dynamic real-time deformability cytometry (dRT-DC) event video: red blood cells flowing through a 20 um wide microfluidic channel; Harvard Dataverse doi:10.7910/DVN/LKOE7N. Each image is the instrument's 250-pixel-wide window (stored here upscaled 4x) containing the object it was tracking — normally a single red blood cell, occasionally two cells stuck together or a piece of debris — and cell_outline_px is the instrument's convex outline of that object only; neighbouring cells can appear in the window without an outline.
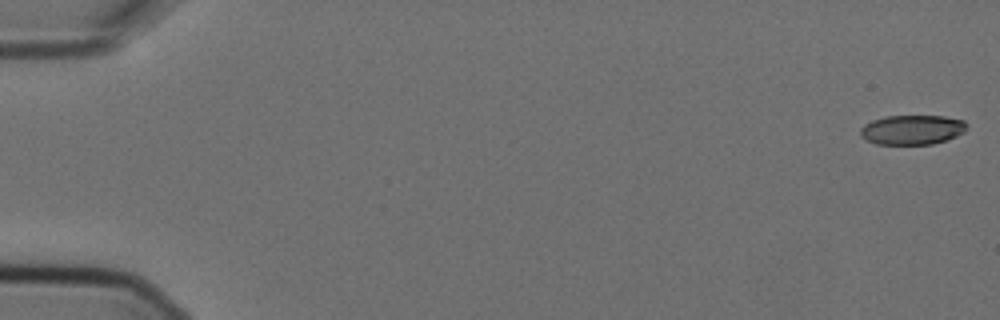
{"species": "Egyptian fruit bat (a non-hibernating species)", "species_latin": "Rousettus aegyptiacus", "temperature_condition": "cold", "stored_images_in_passage": 5, "camera_frame_rate_fps": 3000, "um_per_image_px": 0.085, "animal": {"sex": "female"}, "frame": {"image": 1, "passage_image": 1, "time_ms": 0.0, "image_size_px": [1000, 320], "cell_outline_px": [[968, 128], [964, 132], [956, 136], [932, 144], [876, 144], [860, 136], [860, 128], [864, 124], [872, 120], [884, 116], [944, 116], [964, 120], [968, 124]], "centroid_in_image_um": [77.54, 11.02], "position_along_channel_um": 7.5, "area_um2": 18.44}}
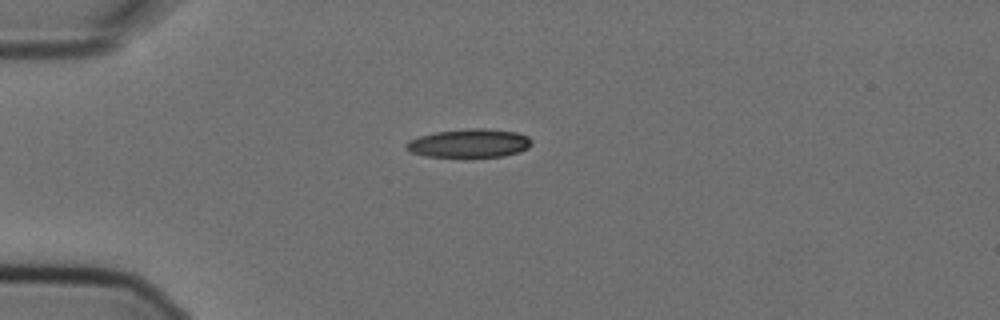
{"frame": {"image": 2, "passage_image": 5, "time_ms": 1.333, "image_size_px": [1000, 320], "cell_outline_px": [[532, 144], [528, 148], [520, 152], [504, 156], [424, 156], [412, 152], [404, 148], [404, 144], [408, 140], [420, 136], [436, 132], [468, 128], [484, 128], [516, 132], [528, 136], [532, 140]], "centroid_in_image_um": [39.9, 12.16], "position_along_channel_um": 45.1, "area_um2": 20.81}}